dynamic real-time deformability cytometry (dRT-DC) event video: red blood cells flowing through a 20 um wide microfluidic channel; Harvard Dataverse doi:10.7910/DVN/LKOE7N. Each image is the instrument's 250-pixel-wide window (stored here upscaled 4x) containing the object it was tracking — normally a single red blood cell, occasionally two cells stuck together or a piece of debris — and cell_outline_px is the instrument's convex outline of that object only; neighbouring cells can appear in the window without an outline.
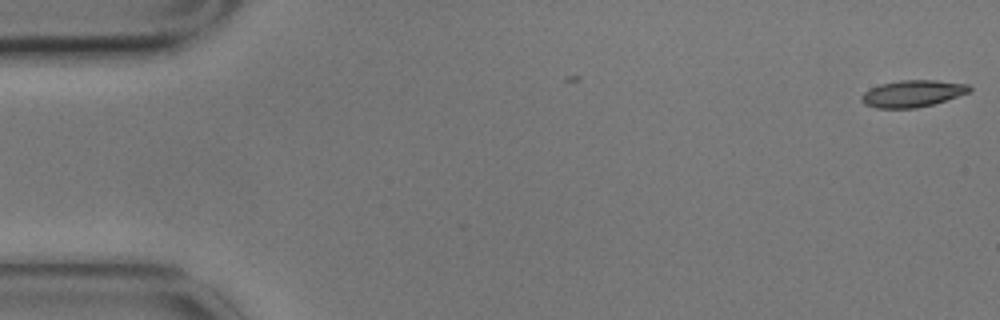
{"species": "common noctule bat (a hibernating species)", "species_latin": "Nyctalus noctula", "temperature_condition": "cold", "stored_images_in_passage": 15, "camera_frame_rate_fps": 3000, "um_per_image_px": 0.085, "animal": {"sex": "male", "body_mass_g": 17.9}, "frame": {"image": 1, "passage_image": 1, "time_ms": 0.0, "image_size_px": [1000, 320], "cell_outline_px": [[972, 88], [968, 92], [932, 104], [916, 108], [876, 108], [864, 104], [860, 100], [860, 96], [864, 92], [880, 84], [900, 80], [936, 80], [968, 84]], "centroid_in_image_um": [77.52, 7.95], "position_along_channel_um": 7.5, "area_um2": 16.7}}
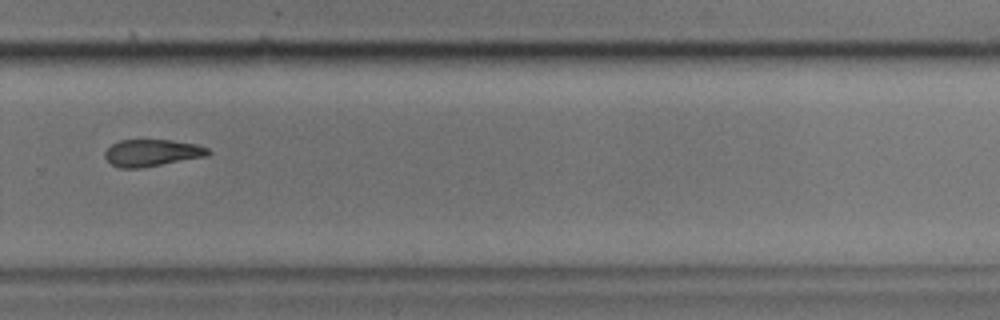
{"frame": {"image": 2, "passage_image": 11, "time_ms": 3.333, "image_size_px": [1000, 320], "cell_outline_px": [[212, 152], [208, 156], [140, 168], [120, 168], [112, 164], [104, 156], [104, 152], [112, 144], [120, 140], [172, 140], [196, 144], [208, 148]], "centroid_in_image_um": [12.94, 12.99], "position_along_channel_um": 316.9, "area_um2": 16.18}}
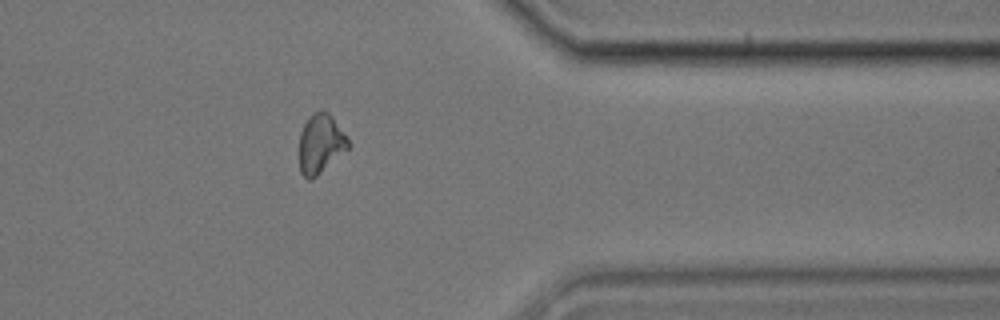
{"frame": {"image": 3, "passage_image": 13, "time_ms": 4.0, "image_size_px": [1000, 320], "cell_outline_px": [[352, 144], [348, 148], [312, 180], [308, 180], [300, 172], [300, 132], [308, 116], [312, 112], [320, 108], [328, 112], [332, 116]], "centroid_in_image_um": [27.24, 12.18], "position_along_channel_um": 384.2, "area_um2": 16.99}}